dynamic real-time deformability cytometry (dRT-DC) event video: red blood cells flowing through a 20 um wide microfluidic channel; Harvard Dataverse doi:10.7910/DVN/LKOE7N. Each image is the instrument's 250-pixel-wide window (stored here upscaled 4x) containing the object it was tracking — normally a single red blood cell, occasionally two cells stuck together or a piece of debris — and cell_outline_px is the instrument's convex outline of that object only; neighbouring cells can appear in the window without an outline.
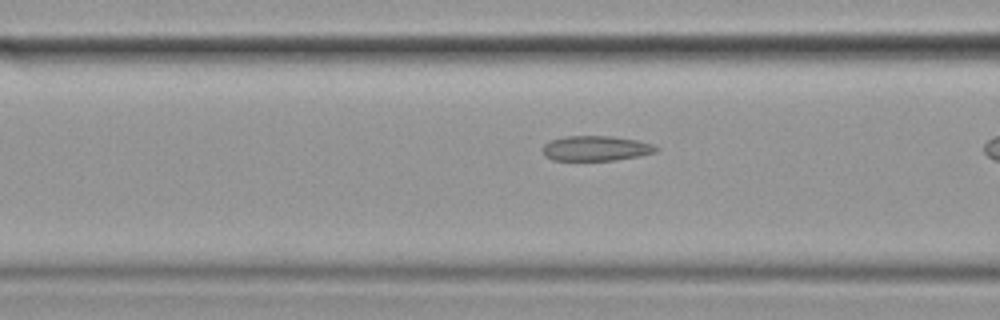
{"species": "common noctule bat (a hibernating species)", "species_latin": "Nyctalus noctula", "temperature_condition": "cold", "stored_images_in_passage": 21, "camera_frame_rate_fps": 3000, "um_per_image_px": 0.085, "animal": {"sex": "female", "body_mass_g": 19.9}, "frame": {"image": 1, "passage_image": 12, "time_ms": 3.667, "image_size_px": [1000, 320], "cell_outline_px": [[660, 148], [656, 152], [640, 156], [616, 160], [552, 160], [544, 156], [540, 148], [544, 144], [552, 140], [564, 136], [612, 136], [636, 140], [652, 144]], "centroid_in_image_um": [50.63, 12.61], "position_along_channel_um": 116.0, "area_um2": 16.7}}